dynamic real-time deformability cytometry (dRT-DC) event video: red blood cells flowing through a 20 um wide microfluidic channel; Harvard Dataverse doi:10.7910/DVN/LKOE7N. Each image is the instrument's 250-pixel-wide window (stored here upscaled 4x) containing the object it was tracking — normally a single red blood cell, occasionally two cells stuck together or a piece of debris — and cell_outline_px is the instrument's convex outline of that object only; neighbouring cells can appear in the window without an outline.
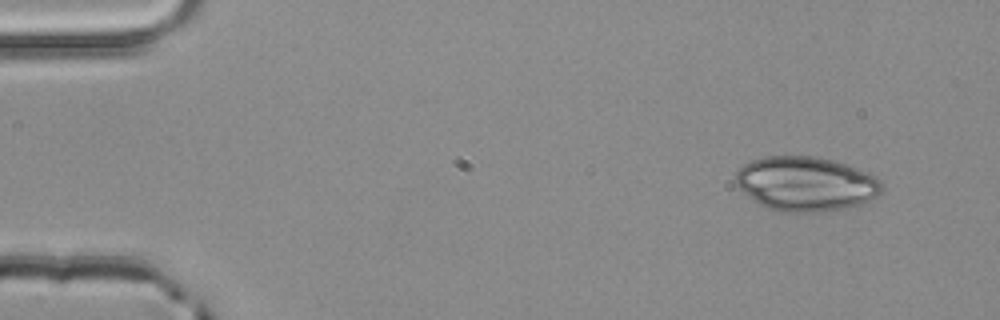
{"species": "common noctule bat (a hibernating species)", "species_latin": "Nyctalus noctula", "temperature_condition": "room temperature", "stored_images_in_passage": 3, "camera_frame_rate_fps": 3000, "um_per_image_px": 0.085, "animal": {"sex": "male", "body_mass_g": 20.4}, "frame": {"image": 1, "passage_image": 1, "time_ms": 0.0, "image_size_px": [1000, 320], "cell_outline_px": [[884, 188], [876, 196], [860, 204], [848, 208], [820, 212], [780, 212], [764, 208], [748, 196], [732, 180], [736, 172], [744, 164], [752, 160], [764, 156], [812, 156], [832, 160], [848, 164], [868, 172], [876, 176], [884, 184]], "centroid_in_image_um": [68.49, 15.63], "position_along_channel_um": 16.5, "area_um2": 46.93}}